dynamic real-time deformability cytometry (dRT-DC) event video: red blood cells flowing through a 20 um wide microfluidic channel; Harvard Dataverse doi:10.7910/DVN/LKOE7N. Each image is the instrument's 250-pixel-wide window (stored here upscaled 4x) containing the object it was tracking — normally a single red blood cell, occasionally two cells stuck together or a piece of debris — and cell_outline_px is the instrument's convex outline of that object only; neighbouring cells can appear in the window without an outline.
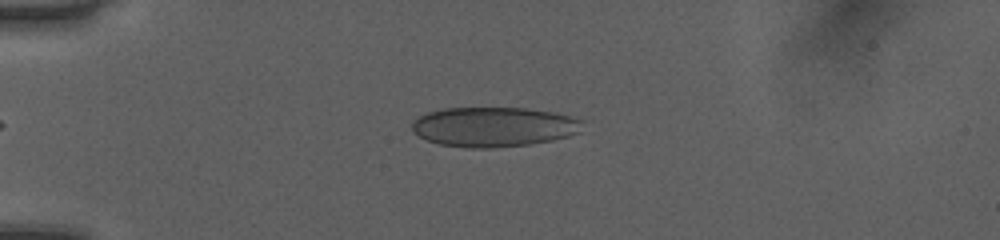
{"species": "human", "species_latin": "Homo sapiens", "temperature_condition": "room temperature", "stored_images_in_passage": 38, "camera_frame_rate_fps": 3000, "um_per_image_px": 0.085, "donor": {"sex": "female"}, "frame": {"image": 1, "passage_image": 1, "time_ms": 0.0, "image_size_px": [1000, 240], "cell_outline_px": [[584, 120], [580, 132], [568, 136], [552, 140], [528, 144], [492, 148], [472, 148], [440, 144], [428, 140], [412, 132], [412, 124], [420, 116], [428, 112], [444, 108], [524, 108], [552, 112]], "centroid_in_image_um": [41.98, 10.78], "position_along_channel_um": 43.0, "area_um2": 39.25}}
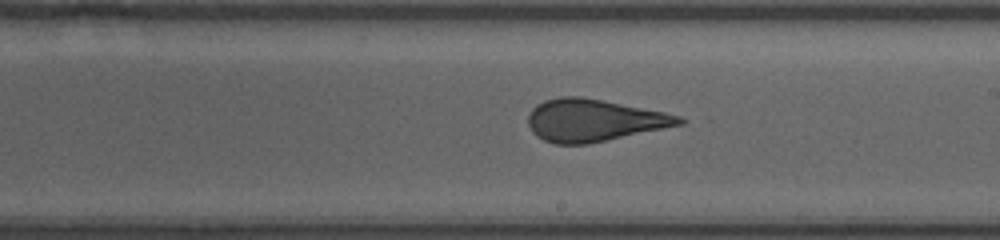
{"frame": {"image": 2, "passage_image": 18, "time_ms": 5.667, "image_size_px": [1000, 240], "cell_outline_px": [[688, 120], [684, 124], [588, 144], [556, 144], [544, 140], [536, 136], [532, 132], [528, 124], [528, 116], [532, 108], [536, 104], [544, 100], [560, 96], [580, 96], [664, 112], [680, 116]], "centroid_in_image_um": [50.46, 10.23], "position_along_channel_um": 238.5, "area_um2": 37.11}}
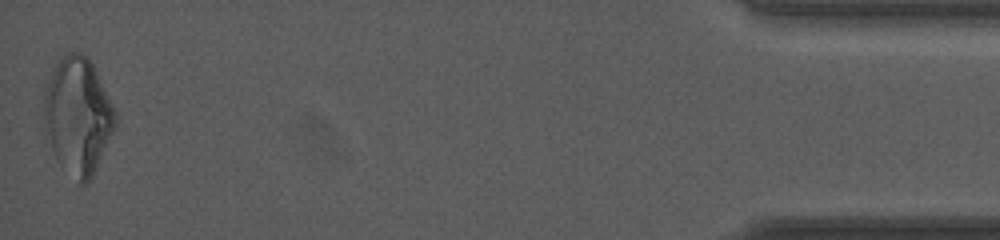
{"frame": {"image": 3, "passage_image": 38, "time_ms": 12.333, "image_size_px": [1000, 240], "cell_outline_px": [[116, 124], [92, 176], [88, 184], [80, 184], [56, 160], [52, 148], [44, 116], [44, 92], [52, 72], [60, 56], [72, 52], [80, 52], [88, 56], [116, 112]], "centroid_in_image_um": [6.62, 9.82], "position_along_channel_um": 428.6, "area_um2": 47.51}, "authors_computed_cell_mechanics": {"area_um2": 38.3214, "velocity_mm_per_s": 4.0817, "shape_relaxation_time_tau1_ms": 6.9824, "shape_relaxation_time_tau2_ms": 0.8423, "deformation_change_tau1": 0.145, "deformation_change_tau2": 0.0605}}